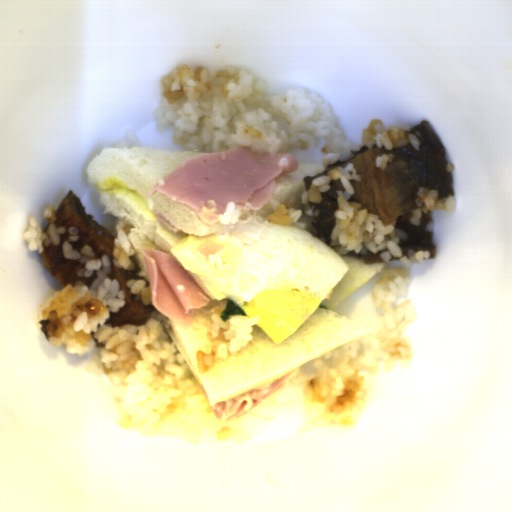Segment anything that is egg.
I'll use <instances>...</instances> for the list:
<instances>
[{"instance_id": "obj_1", "label": "egg", "mask_w": 512, "mask_h": 512, "mask_svg": "<svg viewBox=\"0 0 512 512\" xmlns=\"http://www.w3.org/2000/svg\"><path fill=\"white\" fill-rule=\"evenodd\" d=\"M169 254L210 300L230 298L275 344L302 325L349 270L306 228L267 223L257 243L187 235Z\"/></svg>"}]
</instances>
